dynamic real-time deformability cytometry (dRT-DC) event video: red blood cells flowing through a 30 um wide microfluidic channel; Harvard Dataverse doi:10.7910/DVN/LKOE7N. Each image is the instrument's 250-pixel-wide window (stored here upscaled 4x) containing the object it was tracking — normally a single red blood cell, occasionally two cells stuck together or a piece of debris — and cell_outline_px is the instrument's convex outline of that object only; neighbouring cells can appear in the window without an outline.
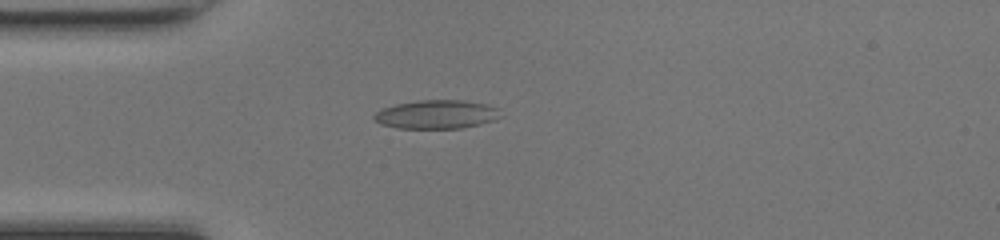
{"species": "common noctule bat (a hibernating species)", "species_latin": "Nyctalus noctula", "temperature_condition": "room temperature", "stored_images_in_passage": 39, "camera_frame_rate_fps": 3000, "um_per_image_px": 0.085, "animal": {"sex": "female", "body_mass_g": 17.0, "forearm_length_mm": 48.0}, "frame": {"image": 1, "passage_image": 4, "time_ms": 1.0, "image_size_px": [1000, 240], "cell_outline_px": [[500, 108], [496, 116], [492, 120], [480, 124], [460, 128], [396, 128], [380, 124], [372, 120], [372, 116], [376, 112], [384, 108], [396, 104], [416, 100], [464, 100], [488, 104]], "centroid_in_image_um": [37.04, 9.71], "position_along_channel_um": 48.0, "area_um2": 21.1}}
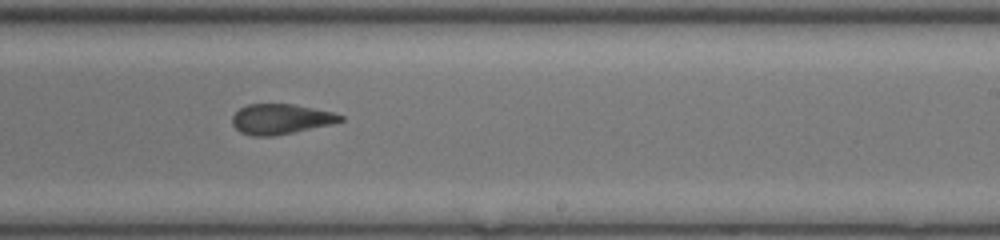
{"frame": {"image": 2, "passage_image": 20, "time_ms": 6.333, "image_size_px": [1000, 240], "cell_outline_px": [[344, 120], [332, 124], [272, 136], [252, 136], [240, 132], [232, 124], [232, 116], [240, 108], [248, 104], [292, 104], [332, 112], [344, 116]], "centroid_in_image_um": [23.84, 10.12], "position_along_channel_um": 265.2, "area_um2": 18.84}}
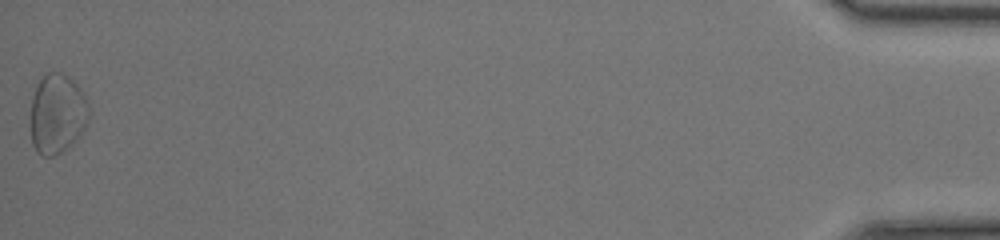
{"frame": {"image": 3, "passage_image": 39, "time_ms": 12.667, "image_size_px": [1000, 240], "cell_outline_px": [[88, 120], [84, 128], [60, 152], [52, 156], [40, 156], [36, 152], [32, 144], [32, 100], [36, 88], [40, 80], [48, 72], [60, 72], [68, 76], [76, 84], [84, 96], [88, 108]], "centroid_in_image_um": [4.84, 9.66], "position_along_channel_um": 430.4, "area_um2": 26.18}, "authors_computed_cell_mechanics": {"area_um2": 20.1722, "velocity_mm_per_s": 4.3081, "shape_relaxation_time_tau1_ms": 7.7728, "shape_relaxation_time_tau2_ms": 2.7848, "deformation_change_tau1": 0.1827, "deformation_change_tau2": 0.0955}}